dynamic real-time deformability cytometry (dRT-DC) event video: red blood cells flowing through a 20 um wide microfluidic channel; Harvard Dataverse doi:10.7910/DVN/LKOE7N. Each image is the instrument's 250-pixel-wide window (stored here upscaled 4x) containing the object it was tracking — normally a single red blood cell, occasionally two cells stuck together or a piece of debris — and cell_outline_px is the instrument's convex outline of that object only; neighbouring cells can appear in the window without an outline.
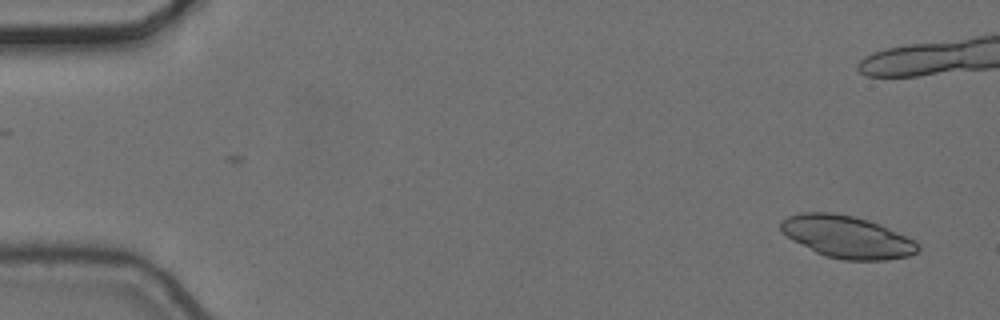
{"species": "common noctule bat (a hibernating species)", "species_latin": "Nyctalus noctula", "temperature_condition": "cold", "stored_images_in_passage": 11, "segment_of_instrument_passage": [1, 2], "camera_frame_rate_fps": 3000, "um_per_image_px": 0.085, "animal": {"sex": "female", "body_mass_g": 24.6, "forearm_length_mm": 56.2}, "frame": {"image": 1, "passage_image": 1, "time_ms": 0.0, "image_size_px": [1000, 320], "cell_outline_px": [[920, 248], [916, 252], [908, 256], [888, 260], [844, 260], [824, 256], [792, 240], [780, 228], [780, 220], [788, 216], [800, 212], [832, 212], [852, 216], [868, 220], [904, 236], [912, 240]], "centroid_in_image_um": [71.93, 20.14], "position_along_channel_um": 13.1, "area_um2": 33.29}}